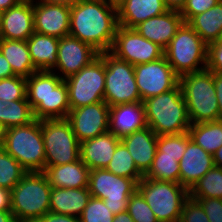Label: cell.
Here are the masks:
<instances>
[{
	"mask_svg": "<svg viewBox=\"0 0 222 222\" xmlns=\"http://www.w3.org/2000/svg\"><path fill=\"white\" fill-rule=\"evenodd\" d=\"M109 6L118 9L126 0H103Z\"/></svg>",
	"mask_w": 222,
	"mask_h": 222,
	"instance_id": "obj_54",
	"label": "cell"
},
{
	"mask_svg": "<svg viewBox=\"0 0 222 222\" xmlns=\"http://www.w3.org/2000/svg\"><path fill=\"white\" fill-rule=\"evenodd\" d=\"M127 212L134 222H159L138 190L130 196L127 205Z\"/></svg>",
	"mask_w": 222,
	"mask_h": 222,
	"instance_id": "obj_39",
	"label": "cell"
},
{
	"mask_svg": "<svg viewBox=\"0 0 222 222\" xmlns=\"http://www.w3.org/2000/svg\"><path fill=\"white\" fill-rule=\"evenodd\" d=\"M147 126L143 102L109 107V132L119 139Z\"/></svg>",
	"mask_w": 222,
	"mask_h": 222,
	"instance_id": "obj_20",
	"label": "cell"
},
{
	"mask_svg": "<svg viewBox=\"0 0 222 222\" xmlns=\"http://www.w3.org/2000/svg\"><path fill=\"white\" fill-rule=\"evenodd\" d=\"M158 136L149 127L137 130L120 139L133 158L137 169L145 175L154 160Z\"/></svg>",
	"mask_w": 222,
	"mask_h": 222,
	"instance_id": "obj_22",
	"label": "cell"
},
{
	"mask_svg": "<svg viewBox=\"0 0 222 222\" xmlns=\"http://www.w3.org/2000/svg\"><path fill=\"white\" fill-rule=\"evenodd\" d=\"M169 10L163 0H126L118 9V24L135 28L145 20L164 14Z\"/></svg>",
	"mask_w": 222,
	"mask_h": 222,
	"instance_id": "obj_25",
	"label": "cell"
},
{
	"mask_svg": "<svg viewBox=\"0 0 222 222\" xmlns=\"http://www.w3.org/2000/svg\"><path fill=\"white\" fill-rule=\"evenodd\" d=\"M187 23L207 45L217 41L222 30V0L209 10L193 16Z\"/></svg>",
	"mask_w": 222,
	"mask_h": 222,
	"instance_id": "obj_29",
	"label": "cell"
},
{
	"mask_svg": "<svg viewBox=\"0 0 222 222\" xmlns=\"http://www.w3.org/2000/svg\"><path fill=\"white\" fill-rule=\"evenodd\" d=\"M114 216L103 199L91 196L79 219L80 222H113Z\"/></svg>",
	"mask_w": 222,
	"mask_h": 222,
	"instance_id": "obj_38",
	"label": "cell"
},
{
	"mask_svg": "<svg viewBox=\"0 0 222 222\" xmlns=\"http://www.w3.org/2000/svg\"><path fill=\"white\" fill-rule=\"evenodd\" d=\"M221 0H187L179 11L185 23L193 16L203 13L214 7Z\"/></svg>",
	"mask_w": 222,
	"mask_h": 222,
	"instance_id": "obj_41",
	"label": "cell"
},
{
	"mask_svg": "<svg viewBox=\"0 0 222 222\" xmlns=\"http://www.w3.org/2000/svg\"><path fill=\"white\" fill-rule=\"evenodd\" d=\"M190 198L222 199V168L214 166L189 190Z\"/></svg>",
	"mask_w": 222,
	"mask_h": 222,
	"instance_id": "obj_33",
	"label": "cell"
},
{
	"mask_svg": "<svg viewBox=\"0 0 222 222\" xmlns=\"http://www.w3.org/2000/svg\"><path fill=\"white\" fill-rule=\"evenodd\" d=\"M183 23L178 10H167L162 15L145 20L134 29L147 40L165 49Z\"/></svg>",
	"mask_w": 222,
	"mask_h": 222,
	"instance_id": "obj_19",
	"label": "cell"
},
{
	"mask_svg": "<svg viewBox=\"0 0 222 222\" xmlns=\"http://www.w3.org/2000/svg\"><path fill=\"white\" fill-rule=\"evenodd\" d=\"M214 165L222 168V146L213 154Z\"/></svg>",
	"mask_w": 222,
	"mask_h": 222,
	"instance_id": "obj_52",
	"label": "cell"
},
{
	"mask_svg": "<svg viewBox=\"0 0 222 222\" xmlns=\"http://www.w3.org/2000/svg\"><path fill=\"white\" fill-rule=\"evenodd\" d=\"M37 222H80V219L78 217L58 214L49 211Z\"/></svg>",
	"mask_w": 222,
	"mask_h": 222,
	"instance_id": "obj_44",
	"label": "cell"
},
{
	"mask_svg": "<svg viewBox=\"0 0 222 222\" xmlns=\"http://www.w3.org/2000/svg\"><path fill=\"white\" fill-rule=\"evenodd\" d=\"M98 56L99 52L92 46L67 35L59 39L57 64L51 71L54 73L59 71L60 73L56 74L65 80L89 65Z\"/></svg>",
	"mask_w": 222,
	"mask_h": 222,
	"instance_id": "obj_17",
	"label": "cell"
},
{
	"mask_svg": "<svg viewBox=\"0 0 222 222\" xmlns=\"http://www.w3.org/2000/svg\"><path fill=\"white\" fill-rule=\"evenodd\" d=\"M88 188L93 197L103 199L116 215L127 211L128 200L137 190V183L130 178L117 176L104 169L90 170Z\"/></svg>",
	"mask_w": 222,
	"mask_h": 222,
	"instance_id": "obj_12",
	"label": "cell"
},
{
	"mask_svg": "<svg viewBox=\"0 0 222 222\" xmlns=\"http://www.w3.org/2000/svg\"><path fill=\"white\" fill-rule=\"evenodd\" d=\"M70 110L104 101L105 63L99 55L89 65L65 79Z\"/></svg>",
	"mask_w": 222,
	"mask_h": 222,
	"instance_id": "obj_11",
	"label": "cell"
},
{
	"mask_svg": "<svg viewBox=\"0 0 222 222\" xmlns=\"http://www.w3.org/2000/svg\"><path fill=\"white\" fill-rule=\"evenodd\" d=\"M0 99L8 103L16 100H27L26 78L12 76L0 80Z\"/></svg>",
	"mask_w": 222,
	"mask_h": 222,
	"instance_id": "obj_37",
	"label": "cell"
},
{
	"mask_svg": "<svg viewBox=\"0 0 222 222\" xmlns=\"http://www.w3.org/2000/svg\"><path fill=\"white\" fill-rule=\"evenodd\" d=\"M113 222H134L132 217L129 215L127 211L116 214L114 216Z\"/></svg>",
	"mask_w": 222,
	"mask_h": 222,
	"instance_id": "obj_51",
	"label": "cell"
},
{
	"mask_svg": "<svg viewBox=\"0 0 222 222\" xmlns=\"http://www.w3.org/2000/svg\"><path fill=\"white\" fill-rule=\"evenodd\" d=\"M165 6L169 10H178L180 11L182 7L185 5L187 0H163Z\"/></svg>",
	"mask_w": 222,
	"mask_h": 222,
	"instance_id": "obj_48",
	"label": "cell"
},
{
	"mask_svg": "<svg viewBox=\"0 0 222 222\" xmlns=\"http://www.w3.org/2000/svg\"><path fill=\"white\" fill-rule=\"evenodd\" d=\"M197 200L210 222H222V199L217 198H192Z\"/></svg>",
	"mask_w": 222,
	"mask_h": 222,
	"instance_id": "obj_42",
	"label": "cell"
},
{
	"mask_svg": "<svg viewBox=\"0 0 222 222\" xmlns=\"http://www.w3.org/2000/svg\"><path fill=\"white\" fill-rule=\"evenodd\" d=\"M120 142V139L109 131L85 140L80 143V159L90 170L104 169Z\"/></svg>",
	"mask_w": 222,
	"mask_h": 222,
	"instance_id": "obj_23",
	"label": "cell"
},
{
	"mask_svg": "<svg viewBox=\"0 0 222 222\" xmlns=\"http://www.w3.org/2000/svg\"><path fill=\"white\" fill-rule=\"evenodd\" d=\"M215 42H222V30L220 31V35H219L218 40L215 41Z\"/></svg>",
	"mask_w": 222,
	"mask_h": 222,
	"instance_id": "obj_56",
	"label": "cell"
},
{
	"mask_svg": "<svg viewBox=\"0 0 222 222\" xmlns=\"http://www.w3.org/2000/svg\"><path fill=\"white\" fill-rule=\"evenodd\" d=\"M137 190L159 222H179L189 190L178 183L152 180L143 177L137 183Z\"/></svg>",
	"mask_w": 222,
	"mask_h": 222,
	"instance_id": "obj_8",
	"label": "cell"
},
{
	"mask_svg": "<svg viewBox=\"0 0 222 222\" xmlns=\"http://www.w3.org/2000/svg\"><path fill=\"white\" fill-rule=\"evenodd\" d=\"M22 0H0V13L16 6Z\"/></svg>",
	"mask_w": 222,
	"mask_h": 222,
	"instance_id": "obj_49",
	"label": "cell"
},
{
	"mask_svg": "<svg viewBox=\"0 0 222 222\" xmlns=\"http://www.w3.org/2000/svg\"><path fill=\"white\" fill-rule=\"evenodd\" d=\"M28 171L3 148H0V187L12 190Z\"/></svg>",
	"mask_w": 222,
	"mask_h": 222,
	"instance_id": "obj_34",
	"label": "cell"
},
{
	"mask_svg": "<svg viewBox=\"0 0 222 222\" xmlns=\"http://www.w3.org/2000/svg\"><path fill=\"white\" fill-rule=\"evenodd\" d=\"M109 52L133 66L153 62L164 56V49L159 45L144 38L134 28L121 26L116 30Z\"/></svg>",
	"mask_w": 222,
	"mask_h": 222,
	"instance_id": "obj_13",
	"label": "cell"
},
{
	"mask_svg": "<svg viewBox=\"0 0 222 222\" xmlns=\"http://www.w3.org/2000/svg\"><path fill=\"white\" fill-rule=\"evenodd\" d=\"M106 169L117 176L133 179L138 183L144 175L137 169L126 146L120 142Z\"/></svg>",
	"mask_w": 222,
	"mask_h": 222,
	"instance_id": "obj_32",
	"label": "cell"
},
{
	"mask_svg": "<svg viewBox=\"0 0 222 222\" xmlns=\"http://www.w3.org/2000/svg\"><path fill=\"white\" fill-rule=\"evenodd\" d=\"M118 26L117 9L103 0L70 2L69 35L89 44L99 53L110 51Z\"/></svg>",
	"mask_w": 222,
	"mask_h": 222,
	"instance_id": "obj_1",
	"label": "cell"
},
{
	"mask_svg": "<svg viewBox=\"0 0 222 222\" xmlns=\"http://www.w3.org/2000/svg\"><path fill=\"white\" fill-rule=\"evenodd\" d=\"M43 1H67L68 2V0H43Z\"/></svg>",
	"mask_w": 222,
	"mask_h": 222,
	"instance_id": "obj_57",
	"label": "cell"
},
{
	"mask_svg": "<svg viewBox=\"0 0 222 222\" xmlns=\"http://www.w3.org/2000/svg\"><path fill=\"white\" fill-rule=\"evenodd\" d=\"M207 52L208 45L188 23L184 22L164 49V57L181 77L206 69Z\"/></svg>",
	"mask_w": 222,
	"mask_h": 222,
	"instance_id": "obj_7",
	"label": "cell"
},
{
	"mask_svg": "<svg viewBox=\"0 0 222 222\" xmlns=\"http://www.w3.org/2000/svg\"><path fill=\"white\" fill-rule=\"evenodd\" d=\"M0 222H16L11 210H0Z\"/></svg>",
	"mask_w": 222,
	"mask_h": 222,
	"instance_id": "obj_50",
	"label": "cell"
},
{
	"mask_svg": "<svg viewBox=\"0 0 222 222\" xmlns=\"http://www.w3.org/2000/svg\"><path fill=\"white\" fill-rule=\"evenodd\" d=\"M43 173L55 188H86L89 184L90 169L80 158L72 163L49 166Z\"/></svg>",
	"mask_w": 222,
	"mask_h": 222,
	"instance_id": "obj_24",
	"label": "cell"
},
{
	"mask_svg": "<svg viewBox=\"0 0 222 222\" xmlns=\"http://www.w3.org/2000/svg\"><path fill=\"white\" fill-rule=\"evenodd\" d=\"M66 119L81 143L109 131V105L98 102L71 109Z\"/></svg>",
	"mask_w": 222,
	"mask_h": 222,
	"instance_id": "obj_16",
	"label": "cell"
},
{
	"mask_svg": "<svg viewBox=\"0 0 222 222\" xmlns=\"http://www.w3.org/2000/svg\"><path fill=\"white\" fill-rule=\"evenodd\" d=\"M134 74L142 102L179 84V76L164 56L153 62L134 65Z\"/></svg>",
	"mask_w": 222,
	"mask_h": 222,
	"instance_id": "obj_14",
	"label": "cell"
},
{
	"mask_svg": "<svg viewBox=\"0 0 222 222\" xmlns=\"http://www.w3.org/2000/svg\"><path fill=\"white\" fill-rule=\"evenodd\" d=\"M7 128L0 122V148L3 147Z\"/></svg>",
	"mask_w": 222,
	"mask_h": 222,
	"instance_id": "obj_53",
	"label": "cell"
},
{
	"mask_svg": "<svg viewBox=\"0 0 222 222\" xmlns=\"http://www.w3.org/2000/svg\"><path fill=\"white\" fill-rule=\"evenodd\" d=\"M52 186L43 172H28L11 190L16 222H37L50 211Z\"/></svg>",
	"mask_w": 222,
	"mask_h": 222,
	"instance_id": "obj_4",
	"label": "cell"
},
{
	"mask_svg": "<svg viewBox=\"0 0 222 222\" xmlns=\"http://www.w3.org/2000/svg\"><path fill=\"white\" fill-rule=\"evenodd\" d=\"M99 55L105 63L104 101L109 107L142 102L136 84L134 66L116 58L109 51Z\"/></svg>",
	"mask_w": 222,
	"mask_h": 222,
	"instance_id": "obj_10",
	"label": "cell"
},
{
	"mask_svg": "<svg viewBox=\"0 0 222 222\" xmlns=\"http://www.w3.org/2000/svg\"><path fill=\"white\" fill-rule=\"evenodd\" d=\"M179 222H210L201 204L190 197L184 202Z\"/></svg>",
	"mask_w": 222,
	"mask_h": 222,
	"instance_id": "obj_40",
	"label": "cell"
},
{
	"mask_svg": "<svg viewBox=\"0 0 222 222\" xmlns=\"http://www.w3.org/2000/svg\"><path fill=\"white\" fill-rule=\"evenodd\" d=\"M191 124L220 120L214 72L207 68L179 77Z\"/></svg>",
	"mask_w": 222,
	"mask_h": 222,
	"instance_id": "obj_5",
	"label": "cell"
},
{
	"mask_svg": "<svg viewBox=\"0 0 222 222\" xmlns=\"http://www.w3.org/2000/svg\"><path fill=\"white\" fill-rule=\"evenodd\" d=\"M8 104L3 102L2 99H0V122L4 125V112H5V107H7Z\"/></svg>",
	"mask_w": 222,
	"mask_h": 222,
	"instance_id": "obj_55",
	"label": "cell"
},
{
	"mask_svg": "<svg viewBox=\"0 0 222 222\" xmlns=\"http://www.w3.org/2000/svg\"><path fill=\"white\" fill-rule=\"evenodd\" d=\"M191 141L188 132L181 134L159 135L157 139L156 152H163V155L177 157L179 162L186 150L187 144Z\"/></svg>",
	"mask_w": 222,
	"mask_h": 222,
	"instance_id": "obj_36",
	"label": "cell"
},
{
	"mask_svg": "<svg viewBox=\"0 0 222 222\" xmlns=\"http://www.w3.org/2000/svg\"><path fill=\"white\" fill-rule=\"evenodd\" d=\"M214 166L213 155L191 140L179 161V184L190 190Z\"/></svg>",
	"mask_w": 222,
	"mask_h": 222,
	"instance_id": "obj_21",
	"label": "cell"
},
{
	"mask_svg": "<svg viewBox=\"0 0 222 222\" xmlns=\"http://www.w3.org/2000/svg\"><path fill=\"white\" fill-rule=\"evenodd\" d=\"M33 14L35 32L58 39L69 35L70 2L33 0Z\"/></svg>",
	"mask_w": 222,
	"mask_h": 222,
	"instance_id": "obj_15",
	"label": "cell"
},
{
	"mask_svg": "<svg viewBox=\"0 0 222 222\" xmlns=\"http://www.w3.org/2000/svg\"><path fill=\"white\" fill-rule=\"evenodd\" d=\"M15 76L13 70L6 60L5 56L0 52V80Z\"/></svg>",
	"mask_w": 222,
	"mask_h": 222,
	"instance_id": "obj_47",
	"label": "cell"
},
{
	"mask_svg": "<svg viewBox=\"0 0 222 222\" xmlns=\"http://www.w3.org/2000/svg\"><path fill=\"white\" fill-rule=\"evenodd\" d=\"M144 177L179 184L180 167L177 157L156 152L152 165Z\"/></svg>",
	"mask_w": 222,
	"mask_h": 222,
	"instance_id": "obj_31",
	"label": "cell"
},
{
	"mask_svg": "<svg viewBox=\"0 0 222 222\" xmlns=\"http://www.w3.org/2000/svg\"><path fill=\"white\" fill-rule=\"evenodd\" d=\"M188 133L195 144L213 155L222 146V119L191 124Z\"/></svg>",
	"mask_w": 222,
	"mask_h": 222,
	"instance_id": "obj_30",
	"label": "cell"
},
{
	"mask_svg": "<svg viewBox=\"0 0 222 222\" xmlns=\"http://www.w3.org/2000/svg\"><path fill=\"white\" fill-rule=\"evenodd\" d=\"M27 44L37 71H51L56 66L58 38L34 32L27 40Z\"/></svg>",
	"mask_w": 222,
	"mask_h": 222,
	"instance_id": "obj_27",
	"label": "cell"
},
{
	"mask_svg": "<svg viewBox=\"0 0 222 222\" xmlns=\"http://www.w3.org/2000/svg\"><path fill=\"white\" fill-rule=\"evenodd\" d=\"M0 52L10 64L14 75L28 78L37 72L29 53L27 41L2 39Z\"/></svg>",
	"mask_w": 222,
	"mask_h": 222,
	"instance_id": "obj_28",
	"label": "cell"
},
{
	"mask_svg": "<svg viewBox=\"0 0 222 222\" xmlns=\"http://www.w3.org/2000/svg\"><path fill=\"white\" fill-rule=\"evenodd\" d=\"M2 148L28 172L45 170L41 120L34 119L26 125L8 128Z\"/></svg>",
	"mask_w": 222,
	"mask_h": 222,
	"instance_id": "obj_6",
	"label": "cell"
},
{
	"mask_svg": "<svg viewBox=\"0 0 222 222\" xmlns=\"http://www.w3.org/2000/svg\"><path fill=\"white\" fill-rule=\"evenodd\" d=\"M4 112V126L8 128L26 125L35 118L27 100H16L7 103Z\"/></svg>",
	"mask_w": 222,
	"mask_h": 222,
	"instance_id": "obj_35",
	"label": "cell"
},
{
	"mask_svg": "<svg viewBox=\"0 0 222 222\" xmlns=\"http://www.w3.org/2000/svg\"><path fill=\"white\" fill-rule=\"evenodd\" d=\"M206 68L212 72L222 74V42L208 44Z\"/></svg>",
	"mask_w": 222,
	"mask_h": 222,
	"instance_id": "obj_43",
	"label": "cell"
},
{
	"mask_svg": "<svg viewBox=\"0 0 222 222\" xmlns=\"http://www.w3.org/2000/svg\"><path fill=\"white\" fill-rule=\"evenodd\" d=\"M91 194L89 188H51L50 211L63 215L80 217Z\"/></svg>",
	"mask_w": 222,
	"mask_h": 222,
	"instance_id": "obj_26",
	"label": "cell"
},
{
	"mask_svg": "<svg viewBox=\"0 0 222 222\" xmlns=\"http://www.w3.org/2000/svg\"><path fill=\"white\" fill-rule=\"evenodd\" d=\"M214 86L219 105L220 118L222 119V74L214 72Z\"/></svg>",
	"mask_w": 222,
	"mask_h": 222,
	"instance_id": "obj_45",
	"label": "cell"
},
{
	"mask_svg": "<svg viewBox=\"0 0 222 222\" xmlns=\"http://www.w3.org/2000/svg\"><path fill=\"white\" fill-rule=\"evenodd\" d=\"M34 32L33 0H22L0 13L2 39L27 41Z\"/></svg>",
	"mask_w": 222,
	"mask_h": 222,
	"instance_id": "obj_18",
	"label": "cell"
},
{
	"mask_svg": "<svg viewBox=\"0 0 222 222\" xmlns=\"http://www.w3.org/2000/svg\"><path fill=\"white\" fill-rule=\"evenodd\" d=\"M143 103L147 126L157 136L188 132L191 122L180 84Z\"/></svg>",
	"mask_w": 222,
	"mask_h": 222,
	"instance_id": "obj_3",
	"label": "cell"
},
{
	"mask_svg": "<svg viewBox=\"0 0 222 222\" xmlns=\"http://www.w3.org/2000/svg\"><path fill=\"white\" fill-rule=\"evenodd\" d=\"M26 98L34 118H67L70 111L65 80L52 71H37L26 78Z\"/></svg>",
	"mask_w": 222,
	"mask_h": 222,
	"instance_id": "obj_2",
	"label": "cell"
},
{
	"mask_svg": "<svg viewBox=\"0 0 222 222\" xmlns=\"http://www.w3.org/2000/svg\"><path fill=\"white\" fill-rule=\"evenodd\" d=\"M45 169L72 163L80 158V142L66 118L42 119Z\"/></svg>",
	"mask_w": 222,
	"mask_h": 222,
	"instance_id": "obj_9",
	"label": "cell"
},
{
	"mask_svg": "<svg viewBox=\"0 0 222 222\" xmlns=\"http://www.w3.org/2000/svg\"><path fill=\"white\" fill-rule=\"evenodd\" d=\"M0 210H11V190L0 187Z\"/></svg>",
	"mask_w": 222,
	"mask_h": 222,
	"instance_id": "obj_46",
	"label": "cell"
}]
</instances>
